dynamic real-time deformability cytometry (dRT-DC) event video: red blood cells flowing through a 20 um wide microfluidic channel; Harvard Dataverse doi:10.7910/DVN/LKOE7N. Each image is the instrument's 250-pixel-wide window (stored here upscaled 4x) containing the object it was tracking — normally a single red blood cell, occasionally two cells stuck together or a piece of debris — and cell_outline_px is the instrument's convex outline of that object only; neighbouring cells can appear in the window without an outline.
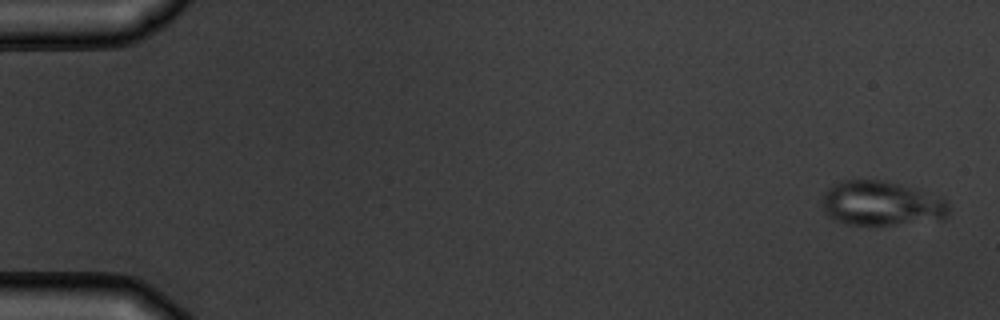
{"species": "common noctule bat (a hibernating species)", "species_latin": "Nyctalus noctula", "temperature_condition": "warm", "stored_images_in_passage": 5, "camera_frame_rate_fps": 3000, "um_per_image_px": 0.085, "animal": {"sex": "male", "body_mass_g": 19.5, "forearm_length_mm": 54.6}, "frame": {"image": 1, "passage_image": 1, "time_ms": 0.0, "image_size_px": [1000, 320], "cell_outline_px": [[948, 212], [944, 220], [892, 224], [848, 224], [836, 220], [828, 216], [824, 212], [824, 192], [832, 184], [840, 180], [880, 180], [900, 184], [940, 196], [948, 204]], "centroid_in_image_um": [74.93, 17.28], "position_along_channel_um": 10.1, "area_um2": 32.71}}